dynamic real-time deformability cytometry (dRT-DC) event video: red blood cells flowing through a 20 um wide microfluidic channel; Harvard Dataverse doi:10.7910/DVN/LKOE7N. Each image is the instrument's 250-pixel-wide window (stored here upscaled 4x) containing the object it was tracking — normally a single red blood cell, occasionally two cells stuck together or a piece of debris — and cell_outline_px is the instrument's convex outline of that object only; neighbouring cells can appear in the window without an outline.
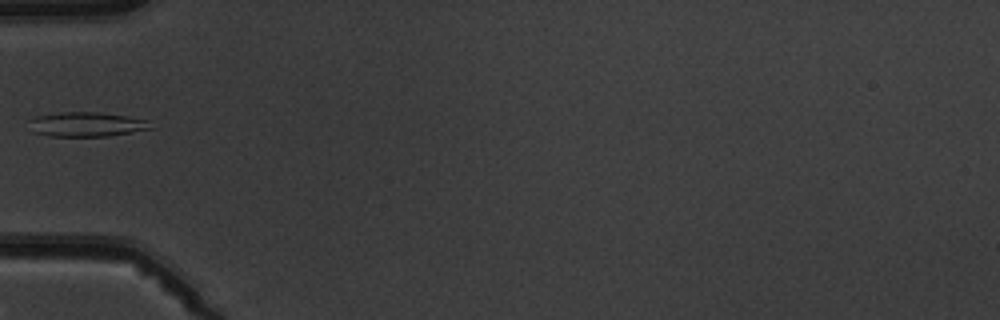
{"species": "common noctule bat (a hibernating species)", "species_latin": "Nyctalus noctula", "temperature_condition": "warm", "stored_images_in_passage": 2, "camera_frame_rate_fps": 3000, "um_per_image_px": 0.085, "animal": {"sex": "male", "body_mass_g": 19.5, "forearm_length_mm": 54.6}, "frame": {"image": 1, "passage_image": 1, "time_ms": 0.0, "image_size_px": [1000, 320], "cell_outline_px": [[156, 128], [108, 136], [48, 136], [32, 132], [28, 120], [36, 116], [60, 112], [96, 112], [124, 116], [148, 120]], "centroid_in_image_um": [7.35, 10.57], "position_along_channel_um": 77.7, "area_um2": 17.46}}